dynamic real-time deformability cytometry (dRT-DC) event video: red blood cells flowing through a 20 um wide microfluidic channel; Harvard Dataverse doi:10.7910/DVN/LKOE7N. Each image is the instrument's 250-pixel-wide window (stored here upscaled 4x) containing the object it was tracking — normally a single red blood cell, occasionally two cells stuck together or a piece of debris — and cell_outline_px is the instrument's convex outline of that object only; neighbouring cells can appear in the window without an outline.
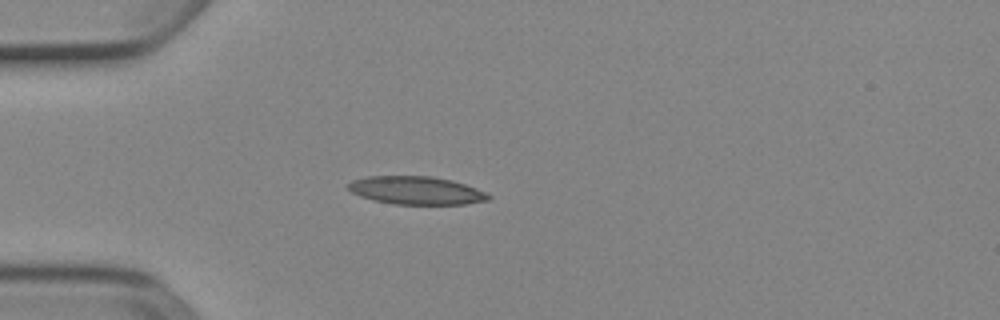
{"species": "Egyptian fruit bat (a non-hibernating species)", "species_latin": "Rousettus aegyptiacus", "temperature_condition": "cold", "stored_images_in_passage": 3, "camera_frame_rate_fps": 3000, "um_per_image_px": 0.085, "animal": {"sex": "female"}, "frame": {"image": 1, "passage_image": 3, "time_ms": 0.667, "image_size_px": [1000, 320], "cell_outline_px": [[492, 196], [488, 200], [464, 204], [396, 204], [372, 200], [360, 196], [352, 192], [348, 188], [348, 184], [352, 180], [368, 176], [432, 176], [452, 180], [488, 192]], "centroid_in_image_um": [35.4, 16.18], "position_along_channel_um": 49.6, "area_um2": 22.95}}